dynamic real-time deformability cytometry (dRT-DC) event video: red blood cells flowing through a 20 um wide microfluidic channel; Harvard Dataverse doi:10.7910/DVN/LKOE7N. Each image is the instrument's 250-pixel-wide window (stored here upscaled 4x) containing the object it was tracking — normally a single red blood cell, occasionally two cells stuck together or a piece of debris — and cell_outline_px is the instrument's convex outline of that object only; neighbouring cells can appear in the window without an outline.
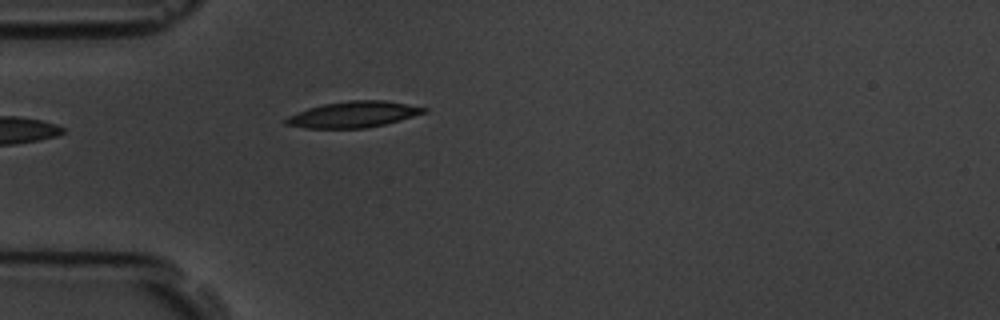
{"species": "common noctule bat (a hibernating species)", "species_latin": "Nyctalus noctula", "temperature_condition": "room temperature", "stored_images_in_passage": 5, "camera_frame_rate_fps": 3000, "um_per_image_px": 0.085, "animal": {"sex": "male", "body_mass_g": 19.5, "forearm_length_mm": 54.6}, "frame": {"image": 1, "passage_image": 5, "time_ms": 4.667, "image_size_px": [1000, 320], "cell_outline_px": [[428, 112], [384, 124], [364, 128], [304, 128], [284, 124], [284, 120], [288, 116], [308, 108], [324, 104], [352, 100], [384, 100], [428, 108]], "centroid_in_image_um": [30.03, 9.73], "position_along_channel_um": 55.0, "area_um2": 20.75}}